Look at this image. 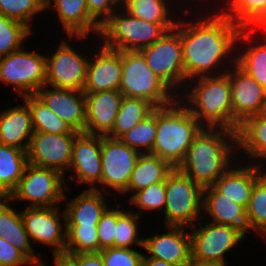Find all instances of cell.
Segmentation results:
<instances>
[{"mask_svg": "<svg viewBox=\"0 0 266 266\" xmlns=\"http://www.w3.org/2000/svg\"><path fill=\"white\" fill-rule=\"evenodd\" d=\"M211 14L202 17V20L197 19V22L194 21V23L192 21L187 23V21L182 20L180 22L178 19L176 24L175 28L181 34L183 65L187 81L200 76L226 73L229 69L227 70L224 64L236 63V57L234 56L236 51L234 53L232 51L239 44L237 39L242 27L231 22L221 12L217 15ZM230 57L232 58L229 59ZM221 64L224 69H218L222 66ZM215 69L217 74H213ZM222 70L226 71L222 72Z\"/></svg>", "mask_w": 266, "mask_h": 266, "instance_id": "cell-1", "label": "cell"}, {"mask_svg": "<svg viewBox=\"0 0 266 266\" xmlns=\"http://www.w3.org/2000/svg\"><path fill=\"white\" fill-rule=\"evenodd\" d=\"M236 151L237 132L224 128H203L177 169L204 188L212 185L233 162H237L238 157L235 159L233 156L234 152L237 155Z\"/></svg>", "mask_w": 266, "mask_h": 266, "instance_id": "cell-2", "label": "cell"}, {"mask_svg": "<svg viewBox=\"0 0 266 266\" xmlns=\"http://www.w3.org/2000/svg\"><path fill=\"white\" fill-rule=\"evenodd\" d=\"M195 79H197L195 81ZM194 80V81H193ZM191 79L184 86L183 100H178L200 122L204 128H224L233 130V111L229 72L220 75L200 76ZM188 82H191L188 85ZM195 82V83H193ZM193 83V85H192ZM192 85V87H191ZM187 103V104H186Z\"/></svg>", "mask_w": 266, "mask_h": 266, "instance_id": "cell-3", "label": "cell"}, {"mask_svg": "<svg viewBox=\"0 0 266 266\" xmlns=\"http://www.w3.org/2000/svg\"><path fill=\"white\" fill-rule=\"evenodd\" d=\"M203 128L178 99L171 105L158 107L156 139L150 154L177 168Z\"/></svg>", "mask_w": 266, "mask_h": 266, "instance_id": "cell-4", "label": "cell"}, {"mask_svg": "<svg viewBox=\"0 0 266 266\" xmlns=\"http://www.w3.org/2000/svg\"><path fill=\"white\" fill-rule=\"evenodd\" d=\"M119 91L126 97L147 100L156 108L171 105L179 98L149 68L139 51H122V77Z\"/></svg>", "mask_w": 266, "mask_h": 266, "instance_id": "cell-5", "label": "cell"}, {"mask_svg": "<svg viewBox=\"0 0 266 266\" xmlns=\"http://www.w3.org/2000/svg\"><path fill=\"white\" fill-rule=\"evenodd\" d=\"M101 26L99 39L103 45L117 51H140L154 44L167 30L159 23L136 18L120 7Z\"/></svg>", "mask_w": 266, "mask_h": 266, "instance_id": "cell-6", "label": "cell"}, {"mask_svg": "<svg viewBox=\"0 0 266 266\" xmlns=\"http://www.w3.org/2000/svg\"><path fill=\"white\" fill-rule=\"evenodd\" d=\"M165 187L164 225L197 226L196 221L203 218V187L177 168L167 176Z\"/></svg>", "mask_w": 266, "mask_h": 266, "instance_id": "cell-7", "label": "cell"}, {"mask_svg": "<svg viewBox=\"0 0 266 266\" xmlns=\"http://www.w3.org/2000/svg\"><path fill=\"white\" fill-rule=\"evenodd\" d=\"M67 180L60 172L27 164L11 201H28V207H55L66 198ZM65 188V189H64Z\"/></svg>", "mask_w": 266, "mask_h": 266, "instance_id": "cell-8", "label": "cell"}, {"mask_svg": "<svg viewBox=\"0 0 266 266\" xmlns=\"http://www.w3.org/2000/svg\"><path fill=\"white\" fill-rule=\"evenodd\" d=\"M0 82L12 84L19 95H32L46 83V56L20 49L0 57Z\"/></svg>", "mask_w": 266, "mask_h": 266, "instance_id": "cell-9", "label": "cell"}, {"mask_svg": "<svg viewBox=\"0 0 266 266\" xmlns=\"http://www.w3.org/2000/svg\"><path fill=\"white\" fill-rule=\"evenodd\" d=\"M139 52L149 68L179 97L181 84L187 82L180 32L176 28L167 31L154 44L144 47ZM176 87H179L178 92L175 90Z\"/></svg>", "mask_w": 266, "mask_h": 266, "instance_id": "cell-10", "label": "cell"}, {"mask_svg": "<svg viewBox=\"0 0 266 266\" xmlns=\"http://www.w3.org/2000/svg\"><path fill=\"white\" fill-rule=\"evenodd\" d=\"M198 226H191V256L195 259L218 266H227L224 260L225 254L245 239L229 225L205 223L198 221Z\"/></svg>", "mask_w": 266, "mask_h": 266, "instance_id": "cell-11", "label": "cell"}, {"mask_svg": "<svg viewBox=\"0 0 266 266\" xmlns=\"http://www.w3.org/2000/svg\"><path fill=\"white\" fill-rule=\"evenodd\" d=\"M59 209L58 205L26 207L21 211L30 241L52 246L53 254H65L66 249V215L64 210L60 213Z\"/></svg>", "mask_w": 266, "mask_h": 266, "instance_id": "cell-12", "label": "cell"}, {"mask_svg": "<svg viewBox=\"0 0 266 266\" xmlns=\"http://www.w3.org/2000/svg\"><path fill=\"white\" fill-rule=\"evenodd\" d=\"M140 155L120 139L101 136V186L113 188L122 194L127 189Z\"/></svg>", "mask_w": 266, "mask_h": 266, "instance_id": "cell-13", "label": "cell"}, {"mask_svg": "<svg viewBox=\"0 0 266 266\" xmlns=\"http://www.w3.org/2000/svg\"><path fill=\"white\" fill-rule=\"evenodd\" d=\"M77 52L63 40L52 56L46 55L45 85L83 91L89 57Z\"/></svg>", "mask_w": 266, "mask_h": 266, "instance_id": "cell-14", "label": "cell"}, {"mask_svg": "<svg viewBox=\"0 0 266 266\" xmlns=\"http://www.w3.org/2000/svg\"><path fill=\"white\" fill-rule=\"evenodd\" d=\"M230 67L233 131L237 132L246 118L266 113V89L236 63Z\"/></svg>", "mask_w": 266, "mask_h": 266, "instance_id": "cell-15", "label": "cell"}, {"mask_svg": "<svg viewBox=\"0 0 266 266\" xmlns=\"http://www.w3.org/2000/svg\"><path fill=\"white\" fill-rule=\"evenodd\" d=\"M78 134L34 132L27 150L28 163L57 170H69L75 137Z\"/></svg>", "mask_w": 266, "mask_h": 266, "instance_id": "cell-16", "label": "cell"}, {"mask_svg": "<svg viewBox=\"0 0 266 266\" xmlns=\"http://www.w3.org/2000/svg\"><path fill=\"white\" fill-rule=\"evenodd\" d=\"M36 95L74 131L85 133L86 98L84 91L44 85L36 92Z\"/></svg>", "mask_w": 266, "mask_h": 266, "instance_id": "cell-17", "label": "cell"}, {"mask_svg": "<svg viewBox=\"0 0 266 266\" xmlns=\"http://www.w3.org/2000/svg\"><path fill=\"white\" fill-rule=\"evenodd\" d=\"M69 170L76 173L74 175L78 183L98 189L102 175L100 135L79 133L75 137Z\"/></svg>", "mask_w": 266, "mask_h": 266, "instance_id": "cell-18", "label": "cell"}, {"mask_svg": "<svg viewBox=\"0 0 266 266\" xmlns=\"http://www.w3.org/2000/svg\"><path fill=\"white\" fill-rule=\"evenodd\" d=\"M87 67L84 92L119 90L122 77V51L109 49L101 43L94 50ZM98 52V53H97Z\"/></svg>", "mask_w": 266, "mask_h": 266, "instance_id": "cell-19", "label": "cell"}, {"mask_svg": "<svg viewBox=\"0 0 266 266\" xmlns=\"http://www.w3.org/2000/svg\"><path fill=\"white\" fill-rule=\"evenodd\" d=\"M84 93L86 98L85 133L107 136L114 127L124 96L119 90Z\"/></svg>", "mask_w": 266, "mask_h": 266, "instance_id": "cell-20", "label": "cell"}, {"mask_svg": "<svg viewBox=\"0 0 266 266\" xmlns=\"http://www.w3.org/2000/svg\"><path fill=\"white\" fill-rule=\"evenodd\" d=\"M167 228V233L144 238L143 249L150 254L147 257L181 266L191 257L190 233L183 226Z\"/></svg>", "mask_w": 266, "mask_h": 266, "instance_id": "cell-21", "label": "cell"}, {"mask_svg": "<svg viewBox=\"0 0 266 266\" xmlns=\"http://www.w3.org/2000/svg\"><path fill=\"white\" fill-rule=\"evenodd\" d=\"M202 210L212 217V223L229 225L244 238L248 230L256 232L246 207L229 200L212 185L203 188Z\"/></svg>", "mask_w": 266, "mask_h": 266, "instance_id": "cell-22", "label": "cell"}, {"mask_svg": "<svg viewBox=\"0 0 266 266\" xmlns=\"http://www.w3.org/2000/svg\"><path fill=\"white\" fill-rule=\"evenodd\" d=\"M237 160L235 168L232 165L221 175L212 186L234 203L248 207L255 183L266 173L264 169L249 160L245 165ZM252 163V164H251ZM250 164V165H249ZM245 166V167H244Z\"/></svg>", "mask_w": 266, "mask_h": 266, "instance_id": "cell-23", "label": "cell"}, {"mask_svg": "<svg viewBox=\"0 0 266 266\" xmlns=\"http://www.w3.org/2000/svg\"><path fill=\"white\" fill-rule=\"evenodd\" d=\"M45 6L46 10L52 6L57 11L56 15L70 39L76 36L82 41L89 32L99 37L101 26L89 15L86 0H46Z\"/></svg>", "mask_w": 266, "mask_h": 266, "instance_id": "cell-24", "label": "cell"}, {"mask_svg": "<svg viewBox=\"0 0 266 266\" xmlns=\"http://www.w3.org/2000/svg\"><path fill=\"white\" fill-rule=\"evenodd\" d=\"M33 134L32 114L25 101L0 112V144L27 151Z\"/></svg>", "mask_w": 266, "mask_h": 266, "instance_id": "cell-25", "label": "cell"}, {"mask_svg": "<svg viewBox=\"0 0 266 266\" xmlns=\"http://www.w3.org/2000/svg\"><path fill=\"white\" fill-rule=\"evenodd\" d=\"M106 197L101 189L87 188L65 203L66 225L97 226L106 211Z\"/></svg>", "mask_w": 266, "mask_h": 266, "instance_id": "cell-26", "label": "cell"}, {"mask_svg": "<svg viewBox=\"0 0 266 266\" xmlns=\"http://www.w3.org/2000/svg\"><path fill=\"white\" fill-rule=\"evenodd\" d=\"M238 151L243 149L242 153L247 158L260 161L257 163L261 168H265L266 160V113L254 115L246 118L239 126L237 131ZM246 153H245V152ZM264 165V166H262Z\"/></svg>", "mask_w": 266, "mask_h": 266, "instance_id": "cell-27", "label": "cell"}, {"mask_svg": "<svg viewBox=\"0 0 266 266\" xmlns=\"http://www.w3.org/2000/svg\"><path fill=\"white\" fill-rule=\"evenodd\" d=\"M9 202V198L0 200V237L5 238L30 261L40 258L39 253L34 254L21 212L17 213L15 208L9 206Z\"/></svg>", "mask_w": 266, "mask_h": 266, "instance_id": "cell-28", "label": "cell"}, {"mask_svg": "<svg viewBox=\"0 0 266 266\" xmlns=\"http://www.w3.org/2000/svg\"><path fill=\"white\" fill-rule=\"evenodd\" d=\"M174 170V167L166 160L154 156L150 153L141 154L132 171V175L127 186L123 192L133 194L147 188L151 184L165 181L167 176Z\"/></svg>", "mask_w": 266, "mask_h": 266, "instance_id": "cell-29", "label": "cell"}, {"mask_svg": "<svg viewBox=\"0 0 266 266\" xmlns=\"http://www.w3.org/2000/svg\"><path fill=\"white\" fill-rule=\"evenodd\" d=\"M27 164V151L0 144V200L17 188Z\"/></svg>", "mask_w": 266, "mask_h": 266, "instance_id": "cell-30", "label": "cell"}, {"mask_svg": "<svg viewBox=\"0 0 266 266\" xmlns=\"http://www.w3.org/2000/svg\"><path fill=\"white\" fill-rule=\"evenodd\" d=\"M155 109L156 107L147 100L124 96L114 127L107 137L120 139L130 129L152 114Z\"/></svg>", "mask_w": 266, "mask_h": 266, "instance_id": "cell-31", "label": "cell"}, {"mask_svg": "<svg viewBox=\"0 0 266 266\" xmlns=\"http://www.w3.org/2000/svg\"><path fill=\"white\" fill-rule=\"evenodd\" d=\"M166 2V0H124L121 7L136 18L146 22L159 23L167 31H170L176 27L178 21L170 16L171 7L168 5H171Z\"/></svg>", "mask_w": 266, "mask_h": 266, "instance_id": "cell-32", "label": "cell"}, {"mask_svg": "<svg viewBox=\"0 0 266 266\" xmlns=\"http://www.w3.org/2000/svg\"><path fill=\"white\" fill-rule=\"evenodd\" d=\"M22 99L31 110L34 132L79 134V132L74 131L58 115L52 112L36 94L22 96Z\"/></svg>", "mask_w": 266, "mask_h": 266, "instance_id": "cell-33", "label": "cell"}, {"mask_svg": "<svg viewBox=\"0 0 266 266\" xmlns=\"http://www.w3.org/2000/svg\"><path fill=\"white\" fill-rule=\"evenodd\" d=\"M157 132V108L143 121L125 133L120 140L141 154L151 153Z\"/></svg>", "mask_w": 266, "mask_h": 266, "instance_id": "cell-34", "label": "cell"}, {"mask_svg": "<svg viewBox=\"0 0 266 266\" xmlns=\"http://www.w3.org/2000/svg\"><path fill=\"white\" fill-rule=\"evenodd\" d=\"M99 253L97 226L66 225L65 254Z\"/></svg>", "mask_w": 266, "mask_h": 266, "instance_id": "cell-35", "label": "cell"}, {"mask_svg": "<svg viewBox=\"0 0 266 266\" xmlns=\"http://www.w3.org/2000/svg\"><path fill=\"white\" fill-rule=\"evenodd\" d=\"M242 50L236 56V64L266 89V42L250 44Z\"/></svg>", "mask_w": 266, "mask_h": 266, "instance_id": "cell-36", "label": "cell"}, {"mask_svg": "<svg viewBox=\"0 0 266 266\" xmlns=\"http://www.w3.org/2000/svg\"><path fill=\"white\" fill-rule=\"evenodd\" d=\"M31 33L32 29L25 24L0 14V57L22 49Z\"/></svg>", "mask_w": 266, "mask_h": 266, "instance_id": "cell-37", "label": "cell"}, {"mask_svg": "<svg viewBox=\"0 0 266 266\" xmlns=\"http://www.w3.org/2000/svg\"><path fill=\"white\" fill-rule=\"evenodd\" d=\"M45 3L46 0H0V14L31 29V20L39 12L46 10Z\"/></svg>", "mask_w": 266, "mask_h": 266, "instance_id": "cell-38", "label": "cell"}, {"mask_svg": "<svg viewBox=\"0 0 266 266\" xmlns=\"http://www.w3.org/2000/svg\"><path fill=\"white\" fill-rule=\"evenodd\" d=\"M251 224L260 237L266 236V173L255 183L248 207Z\"/></svg>", "mask_w": 266, "mask_h": 266, "instance_id": "cell-39", "label": "cell"}, {"mask_svg": "<svg viewBox=\"0 0 266 266\" xmlns=\"http://www.w3.org/2000/svg\"><path fill=\"white\" fill-rule=\"evenodd\" d=\"M138 219H140L139 214L131 211H125L117 219L114 247L131 248L136 243L143 248L144 238L137 237L139 232Z\"/></svg>", "mask_w": 266, "mask_h": 266, "instance_id": "cell-40", "label": "cell"}, {"mask_svg": "<svg viewBox=\"0 0 266 266\" xmlns=\"http://www.w3.org/2000/svg\"><path fill=\"white\" fill-rule=\"evenodd\" d=\"M166 200L165 181L151 184L145 189L136 192L128 202L138 207L140 211H154L159 209L164 212ZM163 209V210H162Z\"/></svg>", "mask_w": 266, "mask_h": 266, "instance_id": "cell-41", "label": "cell"}, {"mask_svg": "<svg viewBox=\"0 0 266 266\" xmlns=\"http://www.w3.org/2000/svg\"><path fill=\"white\" fill-rule=\"evenodd\" d=\"M227 3L226 11L224 12L225 8H223L220 12L231 22L243 27L259 10L263 9L266 0H227Z\"/></svg>", "mask_w": 266, "mask_h": 266, "instance_id": "cell-42", "label": "cell"}, {"mask_svg": "<svg viewBox=\"0 0 266 266\" xmlns=\"http://www.w3.org/2000/svg\"><path fill=\"white\" fill-rule=\"evenodd\" d=\"M120 205L115 209L107 208L97 224L99 252L102 249L114 247L117 219L125 212L124 209H120Z\"/></svg>", "mask_w": 266, "mask_h": 266, "instance_id": "cell-43", "label": "cell"}, {"mask_svg": "<svg viewBox=\"0 0 266 266\" xmlns=\"http://www.w3.org/2000/svg\"><path fill=\"white\" fill-rule=\"evenodd\" d=\"M105 266H141L143 253L132 248L108 247L100 252Z\"/></svg>", "mask_w": 266, "mask_h": 266, "instance_id": "cell-44", "label": "cell"}, {"mask_svg": "<svg viewBox=\"0 0 266 266\" xmlns=\"http://www.w3.org/2000/svg\"><path fill=\"white\" fill-rule=\"evenodd\" d=\"M86 4L89 15L100 26H102L110 16L121 7V3L118 0H86Z\"/></svg>", "mask_w": 266, "mask_h": 266, "instance_id": "cell-45", "label": "cell"}, {"mask_svg": "<svg viewBox=\"0 0 266 266\" xmlns=\"http://www.w3.org/2000/svg\"><path fill=\"white\" fill-rule=\"evenodd\" d=\"M29 261L15 246L0 237V266L29 265Z\"/></svg>", "mask_w": 266, "mask_h": 266, "instance_id": "cell-46", "label": "cell"}, {"mask_svg": "<svg viewBox=\"0 0 266 266\" xmlns=\"http://www.w3.org/2000/svg\"><path fill=\"white\" fill-rule=\"evenodd\" d=\"M262 28L263 31H266V5L263 9L259 10L243 27L238 36L237 42L246 41L249 46L250 42L252 43L253 36L258 28Z\"/></svg>", "mask_w": 266, "mask_h": 266, "instance_id": "cell-47", "label": "cell"}, {"mask_svg": "<svg viewBox=\"0 0 266 266\" xmlns=\"http://www.w3.org/2000/svg\"><path fill=\"white\" fill-rule=\"evenodd\" d=\"M68 256L77 266H105L100 253H76Z\"/></svg>", "mask_w": 266, "mask_h": 266, "instance_id": "cell-48", "label": "cell"}, {"mask_svg": "<svg viewBox=\"0 0 266 266\" xmlns=\"http://www.w3.org/2000/svg\"><path fill=\"white\" fill-rule=\"evenodd\" d=\"M54 266H77V264L66 254H53Z\"/></svg>", "mask_w": 266, "mask_h": 266, "instance_id": "cell-49", "label": "cell"}, {"mask_svg": "<svg viewBox=\"0 0 266 266\" xmlns=\"http://www.w3.org/2000/svg\"><path fill=\"white\" fill-rule=\"evenodd\" d=\"M141 266H176V265L168 263L166 261L154 259L152 257H147L146 254H144Z\"/></svg>", "mask_w": 266, "mask_h": 266, "instance_id": "cell-50", "label": "cell"}, {"mask_svg": "<svg viewBox=\"0 0 266 266\" xmlns=\"http://www.w3.org/2000/svg\"><path fill=\"white\" fill-rule=\"evenodd\" d=\"M181 266H218L214 263L205 262L202 260L195 259L194 257H190L185 263Z\"/></svg>", "mask_w": 266, "mask_h": 266, "instance_id": "cell-51", "label": "cell"}, {"mask_svg": "<svg viewBox=\"0 0 266 266\" xmlns=\"http://www.w3.org/2000/svg\"><path fill=\"white\" fill-rule=\"evenodd\" d=\"M42 260L40 258L29 261V266H49L47 264H43Z\"/></svg>", "mask_w": 266, "mask_h": 266, "instance_id": "cell-52", "label": "cell"}]
</instances>
